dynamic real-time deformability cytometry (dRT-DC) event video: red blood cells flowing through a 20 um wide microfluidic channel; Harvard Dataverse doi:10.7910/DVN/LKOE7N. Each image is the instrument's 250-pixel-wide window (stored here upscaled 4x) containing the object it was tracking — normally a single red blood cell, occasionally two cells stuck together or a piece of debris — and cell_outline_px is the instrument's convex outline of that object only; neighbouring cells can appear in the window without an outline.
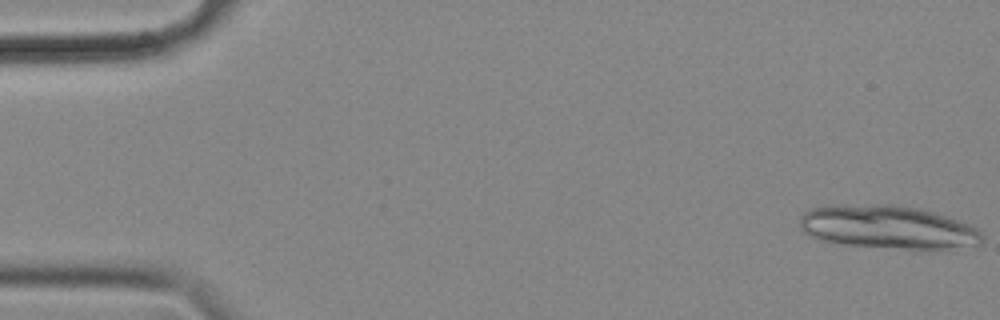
{"species": "common noctule bat (a hibernating species)", "species_latin": "Nyctalus noctula", "temperature_condition": "cold", "stored_images_in_passage": 15, "camera_frame_rate_fps": 3000, "um_per_image_px": 0.085, "animal": {"sex": "female", "body_mass_g": 18.4}, "frame": {"image": 1, "passage_image": 1, "time_ms": 0.0, "image_size_px": [1000, 320], "cell_outline_px": [[984, 240], [980, 244], [948, 252], [928, 252], [848, 244], [824, 240], [808, 236], [800, 228], [800, 216], [804, 212], [812, 208], [840, 204], [892, 204], [920, 208], [936, 212], [968, 224], [976, 228], [984, 236]], "centroid_in_image_um": [75.59, 19.35], "position_along_channel_um": 9.4, "area_um2": 47.51}}